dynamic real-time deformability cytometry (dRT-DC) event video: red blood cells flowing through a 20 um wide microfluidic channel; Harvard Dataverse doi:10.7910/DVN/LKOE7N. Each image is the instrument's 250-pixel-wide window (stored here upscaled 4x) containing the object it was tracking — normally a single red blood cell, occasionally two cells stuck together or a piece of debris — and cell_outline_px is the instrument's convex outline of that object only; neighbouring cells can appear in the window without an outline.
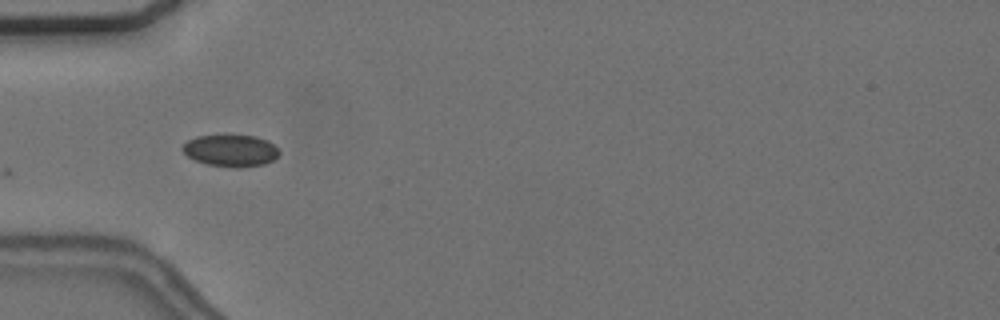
{"species": "common noctule bat (a hibernating species)", "species_latin": "Nyctalus noctula", "temperature_condition": "cold", "stored_images_in_passage": 11, "camera_frame_rate_fps": 3000, "um_per_image_px": 0.085, "animal": {"sex": "female", "body_mass_g": 24.6, "forearm_length_mm": 56.2}, "frame": {"image": 1, "passage_image": 2, "time_ms": 0.333, "image_size_px": [1000, 320], "cell_outline_px": [[280, 152], [272, 160], [264, 164], [240, 168], [232, 168], [208, 164], [196, 160], [188, 156], [180, 148], [188, 140], [196, 136], [224, 132], [256, 136], [268, 140]], "centroid_in_image_um": [19.58, 12.75], "position_along_channel_um": 65.4, "area_um2": 18.61}}